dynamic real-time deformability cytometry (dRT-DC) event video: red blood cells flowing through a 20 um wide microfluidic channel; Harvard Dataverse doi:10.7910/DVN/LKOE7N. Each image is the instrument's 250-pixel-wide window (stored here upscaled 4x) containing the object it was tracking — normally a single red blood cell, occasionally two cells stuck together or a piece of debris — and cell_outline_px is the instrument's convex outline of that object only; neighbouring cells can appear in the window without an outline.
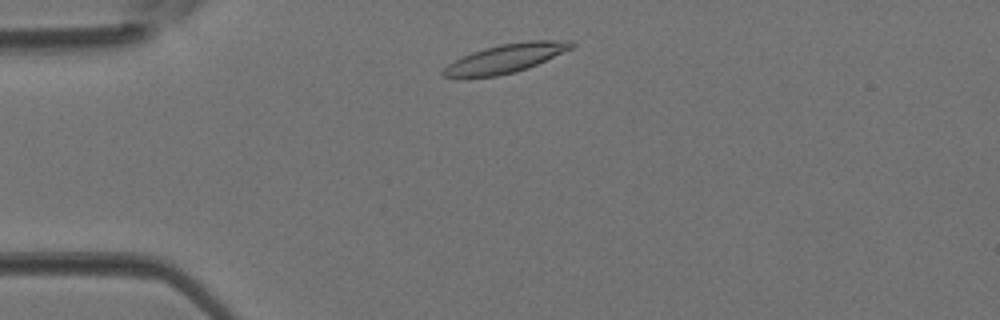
{"species": "Egyptian fruit bat (a non-hibernating species)", "species_latin": "Rousettus aegyptiacus", "temperature_condition": "room temperature", "stored_images_in_passage": 2, "camera_frame_rate_fps": 3000, "um_per_image_px": 0.085, "animal": {"sex": "female"}, "frame": {"image": 1, "passage_image": 1, "time_ms": 0.0, "image_size_px": [1000, 320], "cell_outline_px": [[576, 44], [572, 48], [528, 68], [516, 72], [496, 76], [444, 76], [440, 72], [448, 64], [472, 52], [484, 48], [500, 44], [528, 40], [572, 40]], "centroid_in_image_um": [43.05, 4.93], "position_along_channel_um": 42.0, "area_um2": 21.15}}